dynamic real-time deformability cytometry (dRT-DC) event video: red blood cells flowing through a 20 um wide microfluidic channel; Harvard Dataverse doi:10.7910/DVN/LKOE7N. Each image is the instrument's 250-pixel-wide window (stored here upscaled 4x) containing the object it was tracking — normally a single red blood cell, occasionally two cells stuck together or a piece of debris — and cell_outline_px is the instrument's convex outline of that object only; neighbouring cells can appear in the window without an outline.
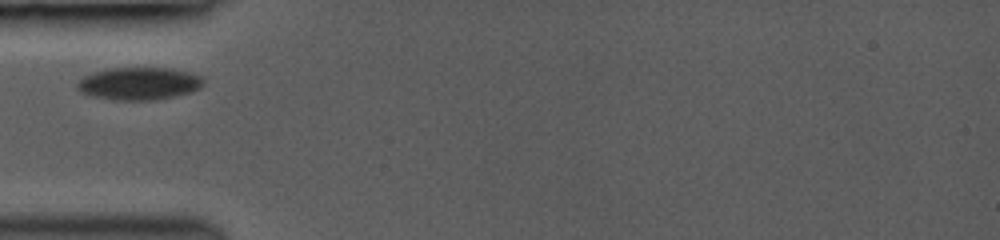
{"species": "common noctule bat (a hibernating species)", "species_latin": "Nyctalus noctula", "temperature_condition": "room temperature", "stored_images_in_passage": 20, "camera_frame_rate_fps": 3000, "um_per_image_px": 0.085, "animal": {"sex": "female", "body_mass_g": 19.0, "forearm_length_mm": 53.3}, "frame": {"image": 1, "passage_image": 1, "time_ms": 0.0, "image_size_px": [1000, 240], "cell_outline_px": [[204, 84], [200, 88], [188, 92], [156, 100], [112, 100], [92, 96], [76, 88], [76, 80], [92, 72], [112, 68], [164, 68], [188, 72], [200, 76], [204, 80]], "centroid_in_image_um": [11.77, 7.1], "position_along_channel_um": 73.2, "area_um2": 23.81}}
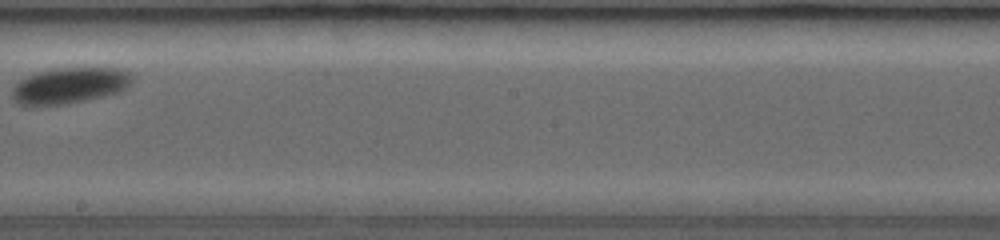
{"frame": {"image": 2, "passage_image": 9, "time_ms": 4.333, "image_size_px": [1000, 240], "cell_outline_px": [[132, 80], [120, 92], [84, 100], [36, 108], [20, 104], [12, 96], [12, 88], [20, 80], [28, 76], [40, 72], [56, 68], [120, 68], [128, 72], [132, 76]], "centroid_in_image_um": [5.88, 7.28], "position_along_channel_um": 242.3, "area_um2": 25.03}}
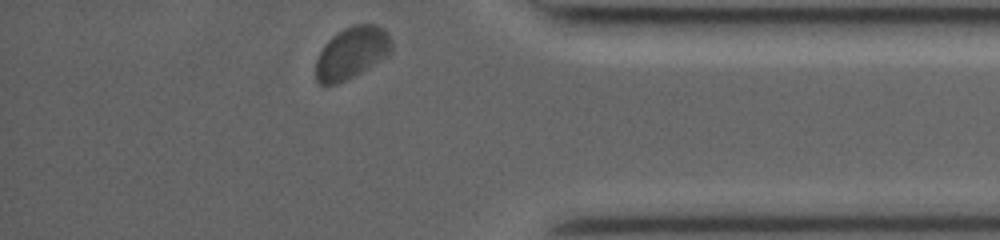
{"frame": {"image": 3, "passage_image": 19, "time_ms": 8.667, "image_size_px": [1000, 240], "cell_outline_px": [[392, 52], [360, 72], [336, 84], [320, 84], [316, 80], [316, 60], [324, 44], [332, 36], [344, 28], [356, 24], [376, 24], [384, 28], [388, 32], [392, 40]], "centroid_in_image_um": [29.91, 4.45], "position_along_channel_um": 405.3, "area_um2": 22.72}}